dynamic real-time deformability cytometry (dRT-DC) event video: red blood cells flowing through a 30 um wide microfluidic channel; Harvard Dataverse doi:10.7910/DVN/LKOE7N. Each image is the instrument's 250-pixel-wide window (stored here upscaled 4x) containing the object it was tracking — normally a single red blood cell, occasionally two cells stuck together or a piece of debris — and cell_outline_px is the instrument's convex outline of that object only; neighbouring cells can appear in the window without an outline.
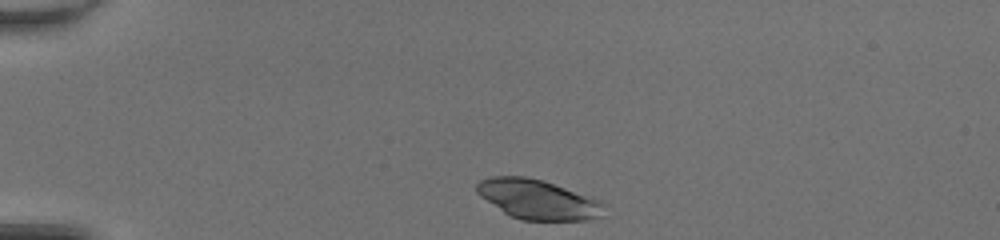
{"species": "common noctule bat (a hibernating species)", "species_latin": "Nyctalus noctula", "temperature_condition": "room temperature", "stored_images_in_passage": 38, "camera_frame_rate_fps": 3000, "um_per_image_px": 0.085, "animal": {"sex": "female", "body_mass_g": 20.0, "forearm_length_mm": 54.0}, "frame": {"image": 1, "passage_image": 1, "time_ms": 0.0, "image_size_px": [1000, 240], "cell_outline_px": [[608, 204], [600, 216], [588, 220], [520, 220], [504, 212], [480, 196], [476, 192], [476, 184], [480, 180], [492, 176], [524, 176], [544, 180], [592, 196]], "centroid_in_image_um": [45.76, 16.94], "position_along_channel_um": 39.2, "area_um2": 29.65}}